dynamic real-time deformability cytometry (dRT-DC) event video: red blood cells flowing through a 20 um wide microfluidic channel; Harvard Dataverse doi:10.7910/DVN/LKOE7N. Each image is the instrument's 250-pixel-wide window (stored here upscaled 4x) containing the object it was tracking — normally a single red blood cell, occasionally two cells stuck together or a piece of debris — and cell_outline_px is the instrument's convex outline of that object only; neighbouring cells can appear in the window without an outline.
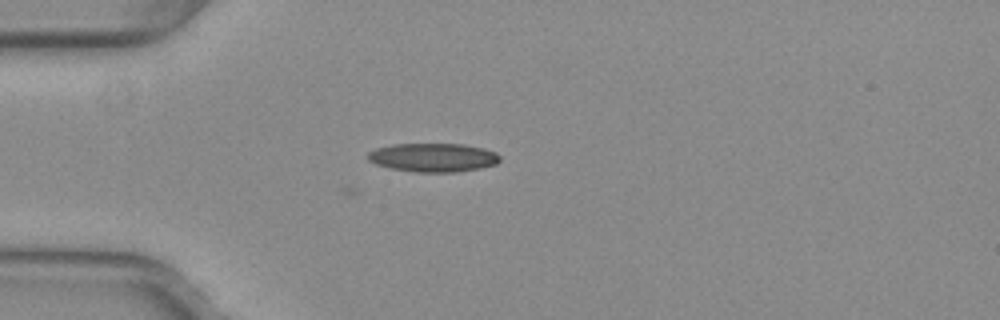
{"species": "common noctule bat (a hibernating species)", "species_latin": "Nyctalus noctula", "temperature_condition": "warm", "stored_images_in_passage": 8, "camera_frame_rate_fps": 3000, "um_per_image_px": 0.085, "animal": {"sex": "female", "body_mass_g": 29.2, "forearm_length_mm": 56.3}, "frame": {"image": 1, "passage_image": 8, "time_ms": 2.333, "image_size_px": [1000, 320], "cell_outline_px": [[500, 160], [496, 164], [480, 168], [456, 172], [416, 172], [392, 168], [376, 164], [368, 160], [368, 152], [376, 148], [392, 144], [464, 144], [484, 148], [496, 152], [500, 156]], "centroid_in_image_um": [36.84, 13.38], "position_along_channel_um": 48.2, "area_um2": 22.08}}